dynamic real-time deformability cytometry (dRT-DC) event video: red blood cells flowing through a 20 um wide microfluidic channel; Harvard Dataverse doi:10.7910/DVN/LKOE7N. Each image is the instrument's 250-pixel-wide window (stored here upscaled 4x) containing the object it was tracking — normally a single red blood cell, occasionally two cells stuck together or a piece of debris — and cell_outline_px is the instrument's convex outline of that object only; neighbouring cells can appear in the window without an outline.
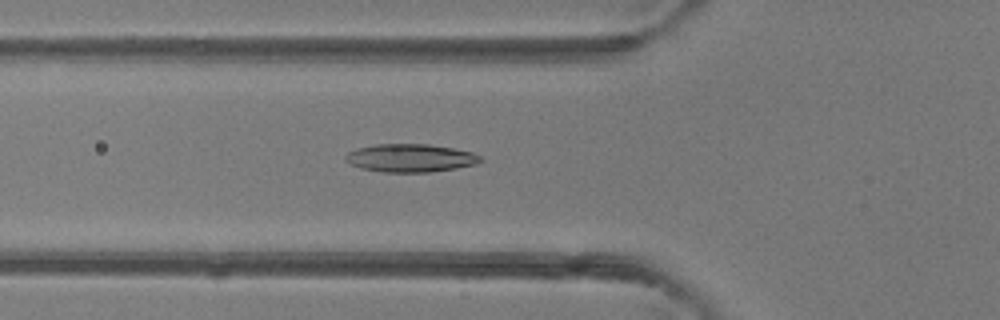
{"species": "common noctule bat (a hibernating species)", "species_latin": "Nyctalus noctula", "temperature_condition": "room temperature", "stored_images_in_passage": 37, "camera_frame_rate_fps": 3000, "um_per_image_px": 0.085, "animal": {"sex": "female"}, "frame": {"image": 1, "passage_image": 8, "time_ms": 2.333, "image_size_px": [1000, 320], "cell_outline_px": [[468, 164], [448, 168], [404, 172], [368, 168], [364, 148], [400, 144], [408, 144], [444, 148], [464, 152]], "centroid_in_image_um": [35.09, 13.42], "position_along_channel_um": 90.7, "area_um2": 16.3}}
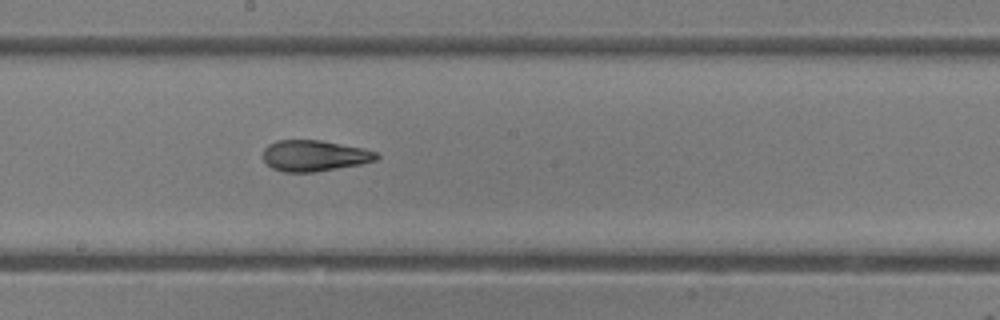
{"frame": {"image": 2, "passage_image": 17, "time_ms": 5.333, "image_size_px": [1000, 320], "cell_outline_px": [[376, 156], [372, 160], [352, 164], [328, 168], [276, 168], [268, 164], [268, 148], [276, 144], [288, 140], [308, 140], [332, 144], [352, 148], [368, 152]], "centroid_in_image_um": [26.69, 13.18], "position_along_channel_um": 221.5, "area_um2": 16.53}}
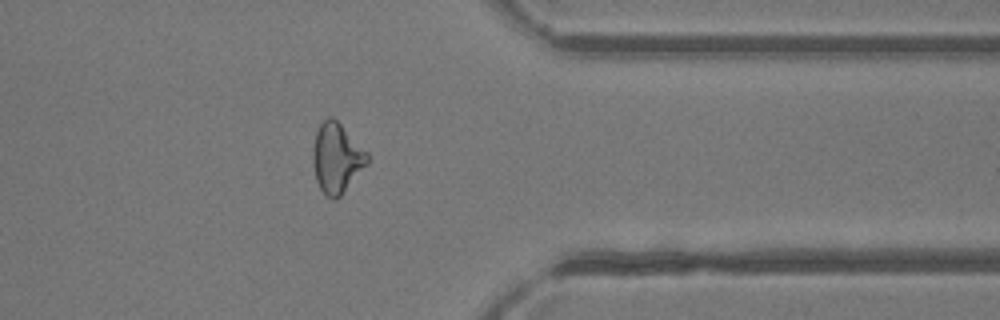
{"frame": {"image": 3, "passage_image": 29, "time_ms": 9.333, "image_size_px": [1000, 320], "cell_outline_px": [[360, 164], [340, 192], [336, 196], [324, 188], [320, 184], [316, 176], [316, 136], [320, 128], [324, 124], [336, 124], [340, 128], [356, 152]], "centroid_in_image_um": [28.43, 13.48], "position_along_channel_um": 383.0, "area_um2": 15.95}, "authors_computed_cell_mechanics": {"area_um2": 16.3574, "velocity_mm_per_s": 4.333, "shape_relaxation_time_tau1_ms": null, "shape_relaxation_time_tau2_ms": 3.619, "deformation_change_tau1": null, "deformation_change_tau2": 0.0957}}